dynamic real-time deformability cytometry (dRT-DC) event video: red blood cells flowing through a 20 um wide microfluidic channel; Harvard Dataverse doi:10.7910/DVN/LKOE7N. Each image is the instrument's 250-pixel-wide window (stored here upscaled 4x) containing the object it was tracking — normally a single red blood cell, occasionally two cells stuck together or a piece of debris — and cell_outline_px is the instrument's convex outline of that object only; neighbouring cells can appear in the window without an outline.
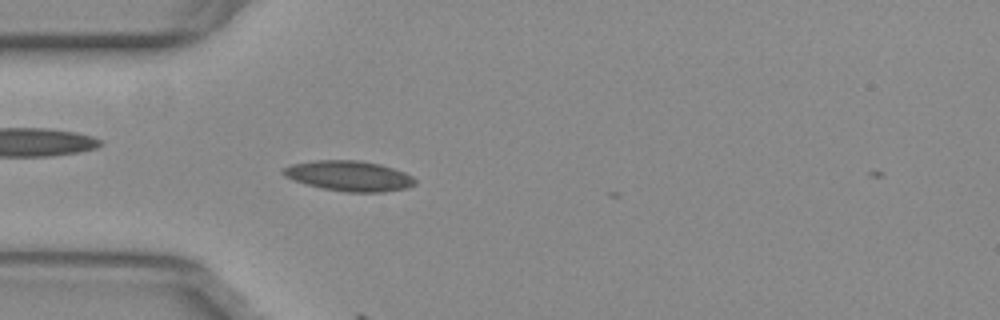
{"species": "common noctule bat (a hibernating species)", "species_latin": "Nyctalus noctula", "temperature_condition": "warm", "stored_images_in_passage": 21, "camera_frame_rate_fps": 3000, "um_per_image_px": 0.085, "animal": {"sex": "female", "body_mass_g": 29.2, "forearm_length_mm": 56.3}, "frame": {"image": 1, "passage_image": 15, "time_ms": 4.667, "image_size_px": [1000, 320], "cell_outline_px": [[416, 184], [408, 188], [384, 192], [344, 192], [324, 188], [292, 180], [284, 176], [280, 172], [280, 168], [292, 164], [316, 160], [360, 160], [380, 164], [404, 172], [412, 176], [416, 180]], "centroid_in_image_um": [29.66, 14.95], "position_along_channel_um": 55.3, "area_um2": 23.41}}